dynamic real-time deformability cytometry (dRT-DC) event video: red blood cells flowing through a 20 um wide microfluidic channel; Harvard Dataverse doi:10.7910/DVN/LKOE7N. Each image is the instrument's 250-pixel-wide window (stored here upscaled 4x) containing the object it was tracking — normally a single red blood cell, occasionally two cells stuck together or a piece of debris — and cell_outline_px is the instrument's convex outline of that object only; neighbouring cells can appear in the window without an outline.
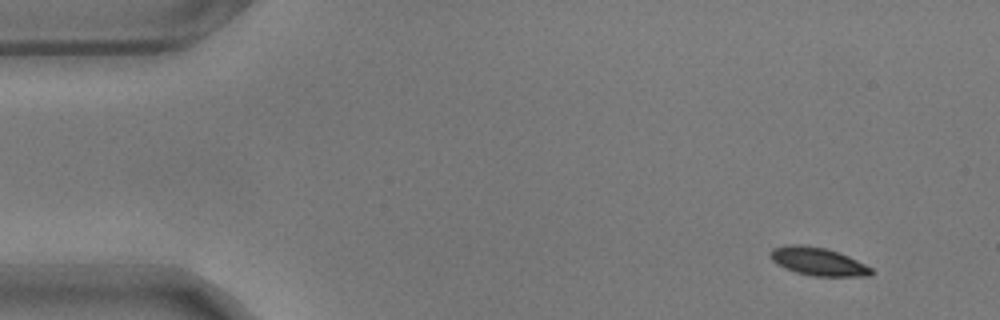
{"species": "common noctule bat (a hibernating species)", "species_latin": "Nyctalus noctula", "temperature_condition": "warm", "stored_images_in_passage": 54, "camera_frame_rate_fps": 3000, "um_per_image_px": 0.085, "animal": {"sex": "male", "body_mass_g": 17.9}, "frame": {"image": 1, "passage_image": 1, "time_ms": 0.0, "image_size_px": [1000, 320], "cell_outline_px": [[872, 272], [868, 276], [816, 276], [796, 272], [784, 268], [776, 264], [772, 260], [772, 248], [784, 244], [800, 244], [824, 248], [848, 256], [872, 268]], "centroid_in_image_um": [69.5, 22.22], "position_along_channel_um": 15.5, "area_um2": 16.24}}
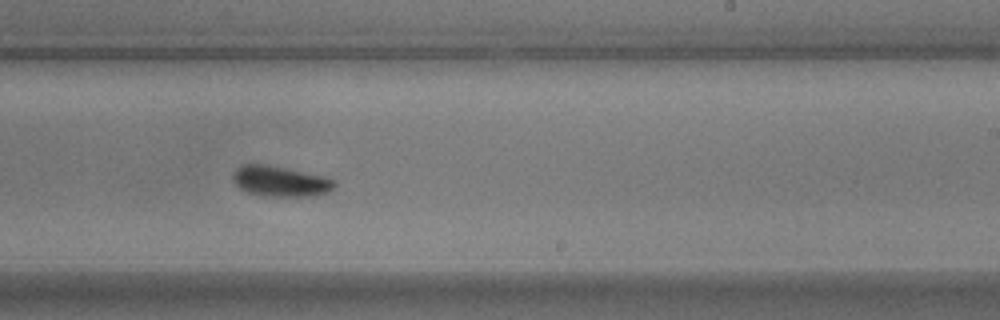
{"frame": {"image": 2, "passage_image": 31, "time_ms": 10.0, "image_size_px": [1000, 320], "cell_outline_px": [[336, 184], [328, 192], [312, 196], [260, 196], [248, 192], [240, 188], [232, 180], [232, 172], [236, 168], [244, 164], [260, 164], [284, 168], [324, 176], [336, 180]], "centroid_in_image_um": [23.8, 15.41], "position_along_channel_um": 265.2, "area_um2": 17.98}}
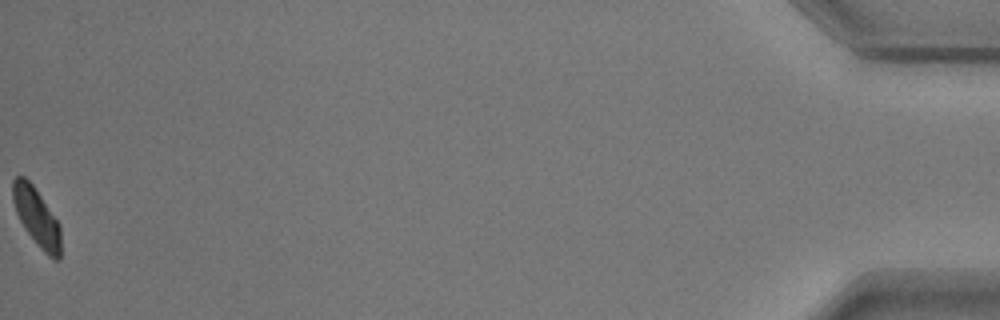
{"frame": {"image": 3, "passage_image": 54, "time_ms": 17.667, "image_size_px": [1000, 320], "cell_outline_px": [[60, 260], [52, 260], [40, 248], [24, 228], [16, 212], [12, 200], [12, 180], [16, 176], [24, 176], [32, 184], [60, 224]], "centroid_in_image_um": [3.1, 18.46], "position_along_channel_um": 432.1, "area_um2": 16.24}}